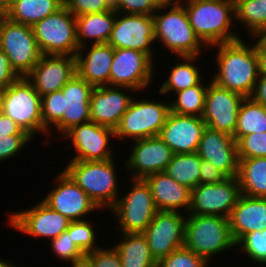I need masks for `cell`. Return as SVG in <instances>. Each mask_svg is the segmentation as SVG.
<instances>
[{"label": "cell", "instance_id": "ab89813d", "mask_svg": "<svg viewBox=\"0 0 266 267\" xmlns=\"http://www.w3.org/2000/svg\"><path fill=\"white\" fill-rule=\"evenodd\" d=\"M239 159L266 157V132L242 136L237 141Z\"/></svg>", "mask_w": 266, "mask_h": 267}, {"label": "cell", "instance_id": "db71d44e", "mask_svg": "<svg viewBox=\"0 0 266 267\" xmlns=\"http://www.w3.org/2000/svg\"><path fill=\"white\" fill-rule=\"evenodd\" d=\"M158 6L161 5H171L178 2H181V0H154Z\"/></svg>", "mask_w": 266, "mask_h": 267}, {"label": "cell", "instance_id": "4dcf8cb0", "mask_svg": "<svg viewBox=\"0 0 266 267\" xmlns=\"http://www.w3.org/2000/svg\"><path fill=\"white\" fill-rule=\"evenodd\" d=\"M181 63L176 62L170 70L168 79L160 86L158 90L163 96L171 92H180L189 87L197 85L203 78L200 68L195 64V60H199V56H179ZM198 58V59H197ZM199 68V69H198Z\"/></svg>", "mask_w": 266, "mask_h": 267}, {"label": "cell", "instance_id": "ffe728a7", "mask_svg": "<svg viewBox=\"0 0 266 267\" xmlns=\"http://www.w3.org/2000/svg\"><path fill=\"white\" fill-rule=\"evenodd\" d=\"M130 156L124 159L126 170L131 171V179H144L148 175L164 172L174 155L170 147L159 137L134 140ZM132 149V150H131Z\"/></svg>", "mask_w": 266, "mask_h": 267}, {"label": "cell", "instance_id": "836d02e7", "mask_svg": "<svg viewBox=\"0 0 266 267\" xmlns=\"http://www.w3.org/2000/svg\"><path fill=\"white\" fill-rule=\"evenodd\" d=\"M235 20L245 26L251 38L266 34V0H234Z\"/></svg>", "mask_w": 266, "mask_h": 267}, {"label": "cell", "instance_id": "f907efd6", "mask_svg": "<svg viewBox=\"0 0 266 267\" xmlns=\"http://www.w3.org/2000/svg\"><path fill=\"white\" fill-rule=\"evenodd\" d=\"M251 98L266 107V75H259Z\"/></svg>", "mask_w": 266, "mask_h": 267}, {"label": "cell", "instance_id": "b9f144b4", "mask_svg": "<svg viewBox=\"0 0 266 267\" xmlns=\"http://www.w3.org/2000/svg\"><path fill=\"white\" fill-rule=\"evenodd\" d=\"M32 138L34 139L30 135H9L0 138V162L20 154Z\"/></svg>", "mask_w": 266, "mask_h": 267}, {"label": "cell", "instance_id": "8992f818", "mask_svg": "<svg viewBox=\"0 0 266 267\" xmlns=\"http://www.w3.org/2000/svg\"><path fill=\"white\" fill-rule=\"evenodd\" d=\"M184 246L211 265L210 260L213 256L236 247L229 219L221 216L187 214Z\"/></svg>", "mask_w": 266, "mask_h": 267}, {"label": "cell", "instance_id": "d590c367", "mask_svg": "<svg viewBox=\"0 0 266 267\" xmlns=\"http://www.w3.org/2000/svg\"><path fill=\"white\" fill-rule=\"evenodd\" d=\"M202 79L197 85L189 87L175 94L176 99L170 101V111L179 115L201 117L208 84H205Z\"/></svg>", "mask_w": 266, "mask_h": 267}, {"label": "cell", "instance_id": "cb8c5ba5", "mask_svg": "<svg viewBox=\"0 0 266 267\" xmlns=\"http://www.w3.org/2000/svg\"><path fill=\"white\" fill-rule=\"evenodd\" d=\"M197 154L202 160L211 162L227 177L238 175L237 142L232 135L206 127Z\"/></svg>", "mask_w": 266, "mask_h": 267}, {"label": "cell", "instance_id": "f5cc1de1", "mask_svg": "<svg viewBox=\"0 0 266 267\" xmlns=\"http://www.w3.org/2000/svg\"><path fill=\"white\" fill-rule=\"evenodd\" d=\"M17 1L18 0H0V9L7 12Z\"/></svg>", "mask_w": 266, "mask_h": 267}, {"label": "cell", "instance_id": "277c9868", "mask_svg": "<svg viewBox=\"0 0 266 267\" xmlns=\"http://www.w3.org/2000/svg\"><path fill=\"white\" fill-rule=\"evenodd\" d=\"M153 19L155 41L177 57L200 56L203 48L209 49L193 30L181 2L158 6Z\"/></svg>", "mask_w": 266, "mask_h": 267}, {"label": "cell", "instance_id": "8d00e7d4", "mask_svg": "<svg viewBox=\"0 0 266 267\" xmlns=\"http://www.w3.org/2000/svg\"><path fill=\"white\" fill-rule=\"evenodd\" d=\"M236 248L249 257L252 263L266 265V229L245 234L236 243Z\"/></svg>", "mask_w": 266, "mask_h": 267}, {"label": "cell", "instance_id": "d6986e66", "mask_svg": "<svg viewBox=\"0 0 266 267\" xmlns=\"http://www.w3.org/2000/svg\"><path fill=\"white\" fill-rule=\"evenodd\" d=\"M244 96L219 87L210 81L206 92L202 119L212 130L234 136L237 127L238 111Z\"/></svg>", "mask_w": 266, "mask_h": 267}, {"label": "cell", "instance_id": "ee69618b", "mask_svg": "<svg viewBox=\"0 0 266 267\" xmlns=\"http://www.w3.org/2000/svg\"><path fill=\"white\" fill-rule=\"evenodd\" d=\"M158 5L154 0H119L117 11L124 14L153 15Z\"/></svg>", "mask_w": 266, "mask_h": 267}, {"label": "cell", "instance_id": "60d3db41", "mask_svg": "<svg viewBox=\"0 0 266 267\" xmlns=\"http://www.w3.org/2000/svg\"><path fill=\"white\" fill-rule=\"evenodd\" d=\"M67 231L62 232L58 237L52 239L51 244L52 252L56 254L60 260L73 263L78 258L82 257L84 253L78 248V246L71 240Z\"/></svg>", "mask_w": 266, "mask_h": 267}, {"label": "cell", "instance_id": "8fae6325", "mask_svg": "<svg viewBox=\"0 0 266 267\" xmlns=\"http://www.w3.org/2000/svg\"><path fill=\"white\" fill-rule=\"evenodd\" d=\"M0 49L20 77H25L42 55L32 27L9 18L5 19L0 30Z\"/></svg>", "mask_w": 266, "mask_h": 267}, {"label": "cell", "instance_id": "3957f363", "mask_svg": "<svg viewBox=\"0 0 266 267\" xmlns=\"http://www.w3.org/2000/svg\"><path fill=\"white\" fill-rule=\"evenodd\" d=\"M181 1L193 30L207 47L241 39L231 29L236 26L233 24L235 22L234 0Z\"/></svg>", "mask_w": 266, "mask_h": 267}, {"label": "cell", "instance_id": "9a60e30c", "mask_svg": "<svg viewBox=\"0 0 266 267\" xmlns=\"http://www.w3.org/2000/svg\"><path fill=\"white\" fill-rule=\"evenodd\" d=\"M186 217L185 213L158 211L144 230L143 235L156 261L184 246Z\"/></svg>", "mask_w": 266, "mask_h": 267}, {"label": "cell", "instance_id": "ba28073f", "mask_svg": "<svg viewBox=\"0 0 266 267\" xmlns=\"http://www.w3.org/2000/svg\"><path fill=\"white\" fill-rule=\"evenodd\" d=\"M38 48L42 55L76 56V16L64 5L55 13L32 26Z\"/></svg>", "mask_w": 266, "mask_h": 267}, {"label": "cell", "instance_id": "d6a6232c", "mask_svg": "<svg viewBox=\"0 0 266 267\" xmlns=\"http://www.w3.org/2000/svg\"><path fill=\"white\" fill-rule=\"evenodd\" d=\"M201 161L197 152L174 154L165 172L180 185L193 190L200 184Z\"/></svg>", "mask_w": 266, "mask_h": 267}, {"label": "cell", "instance_id": "f35d334b", "mask_svg": "<svg viewBox=\"0 0 266 267\" xmlns=\"http://www.w3.org/2000/svg\"><path fill=\"white\" fill-rule=\"evenodd\" d=\"M209 263L185 246L157 261L156 267H207Z\"/></svg>", "mask_w": 266, "mask_h": 267}, {"label": "cell", "instance_id": "e575fe53", "mask_svg": "<svg viewBox=\"0 0 266 267\" xmlns=\"http://www.w3.org/2000/svg\"><path fill=\"white\" fill-rule=\"evenodd\" d=\"M259 132H266V107L256 103L251 97H246L238 111L237 127L233 138L237 142L242 136Z\"/></svg>", "mask_w": 266, "mask_h": 267}, {"label": "cell", "instance_id": "816d5d0a", "mask_svg": "<svg viewBox=\"0 0 266 267\" xmlns=\"http://www.w3.org/2000/svg\"><path fill=\"white\" fill-rule=\"evenodd\" d=\"M70 265V267H95L92 259L87 254H84Z\"/></svg>", "mask_w": 266, "mask_h": 267}, {"label": "cell", "instance_id": "484cf974", "mask_svg": "<svg viewBox=\"0 0 266 267\" xmlns=\"http://www.w3.org/2000/svg\"><path fill=\"white\" fill-rule=\"evenodd\" d=\"M151 190L154 204L158 211L189 212L192 190L180 185L165 171L148 175L144 178Z\"/></svg>", "mask_w": 266, "mask_h": 267}, {"label": "cell", "instance_id": "7c38bea8", "mask_svg": "<svg viewBox=\"0 0 266 267\" xmlns=\"http://www.w3.org/2000/svg\"><path fill=\"white\" fill-rule=\"evenodd\" d=\"M155 62L147 54L125 48H114L110 86L145 90L152 83Z\"/></svg>", "mask_w": 266, "mask_h": 267}, {"label": "cell", "instance_id": "44dd1931", "mask_svg": "<svg viewBox=\"0 0 266 267\" xmlns=\"http://www.w3.org/2000/svg\"><path fill=\"white\" fill-rule=\"evenodd\" d=\"M77 74L76 57L69 55H41L37 64L25 76L42 97L61 90Z\"/></svg>", "mask_w": 266, "mask_h": 267}, {"label": "cell", "instance_id": "c3c4849f", "mask_svg": "<svg viewBox=\"0 0 266 267\" xmlns=\"http://www.w3.org/2000/svg\"><path fill=\"white\" fill-rule=\"evenodd\" d=\"M9 135H29L22 130L11 118L0 114V138H4Z\"/></svg>", "mask_w": 266, "mask_h": 267}, {"label": "cell", "instance_id": "7dc6e473", "mask_svg": "<svg viewBox=\"0 0 266 267\" xmlns=\"http://www.w3.org/2000/svg\"><path fill=\"white\" fill-rule=\"evenodd\" d=\"M200 184L220 183L227 176L216 168L211 162L202 160L200 166Z\"/></svg>", "mask_w": 266, "mask_h": 267}, {"label": "cell", "instance_id": "11a10c76", "mask_svg": "<svg viewBox=\"0 0 266 267\" xmlns=\"http://www.w3.org/2000/svg\"><path fill=\"white\" fill-rule=\"evenodd\" d=\"M105 3L107 4V6L111 9V10H115L117 11V7H118V1L119 0H104Z\"/></svg>", "mask_w": 266, "mask_h": 267}, {"label": "cell", "instance_id": "4316f807", "mask_svg": "<svg viewBox=\"0 0 266 267\" xmlns=\"http://www.w3.org/2000/svg\"><path fill=\"white\" fill-rule=\"evenodd\" d=\"M228 219L235 243L247 233L266 229V198L241 194Z\"/></svg>", "mask_w": 266, "mask_h": 267}, {"label": "cell", "instance_id": "5bb4252c", "mask_svg": "<svg viewBox=\"0 0 266 267\" xmlns=\"http://www.w3.org/2000/svg\"><path fill=\"white\" fill-rule=\"evenodd\" d=\"M153 15L124 14L116 12V19L108 40L113 48L134 49L151 59L155 44ZM153 43V44H152Z\"/></svg>", "mask_w": 266, "mask_h": 267}, {"label": "cell", "instance_id": "5b68a950", "mask_svg": "<svg viewBox=\"0 0 266 267\" xmlns=\"http://www.w3.org/2000/svg\"><path fill=\"white\" fill-rule=\"evenodd\" d=\"M115 158L105 161L71 160L63 170L99 209H111L119 198ZM118 184V185H117Z\"/></svg>", "mask_w": 266, "mask_h": 267}, {"label": "cell", "instance_id": "30bf717a", "mask_svg": "<svg viewBox=\"0 0 266 267\" xmlns=\"http://www.w3.org/2000/svg\"><path fill=\"white\" fill-rule=\"evenodd\" d=\"M133 186L110 209L121 233H143L158 212L144 179H130Z\"/></svg>", "mask_w": 266, "mask_h": 267}, {"label": "cell", "instance_id": "7402d4cb", "mask_svg": "<svg viewBox=\"0 0 266 267\" xmlns=\"http://www.w3.org/2000/svg\"><path fill=\"white\" fill-rule=\"evenodd\" d=\"M126 91L137 92L128 87H94L90 98L91 121L115 130L134 97Z\"/></svg>", "mask_w": 266, "mask_h": 267}, {"label": "cell", "instance_id": "f546056e", "mask_svg": "<svg viewBox=\"0 0 266 267\" xmlns=\"http://www.w3.org/2000/svg\"><path fill=\"white\" fill-rule=\"evenodd\" d=\"M237 178L241 194L266 198V157L239 159Z\"/></svg>", "mask_w": 266, "mask_h": 267}, {"label": "cell", "instance_id": "9c48e42d", "mask_svg": "<svg viewBox=\"0 0 266 267\" xmlns=\"http://www.w3.org/2000/svg\"><path fill=\"white\" fill-rule=\"evenodd\" d=\"M162 101L145 97L138 100L135 96L114 130L115 138L138 140L159 136L170 112V102Z\"/></svg>", "mask_w": 266, "mask_h": 267}, {"label": "cell", "instance_id": "2e32d148", "mask_svg": "<svg viewBox=\"0 0 266 267\" xmlns=\"http://www.w3.org/2000/svg\"><path fill=\"white\" fill-rule=\"evenodd\" d=\"M7 223L18 232L33 238L45 237L55 239L68 229L70 220L58 211L53 210L42 200L30 209L17 211L9 215Z\"/></svg>", "mask_w": 266, "mask_h": 267}, {"label": "cell", "instance_id": "6f0895ef", "mask_svg": "<svg viewBox=\"0 0 266 267\" xmlns=\"http://www.w3.org/2000/svg\"><path fill=\"white\" fill-rule=\"evenodd\" d=\"M6 18H7V12L3 9H0V30Z\"/></svg>", "mask_w": 266, "mask_h": 267}, {"label": "cell", "instance_id": "74e56055", "mask_svg": "<svg viewBox=\"0 0 266 267\" xmlns=\"http://www.w3.org/2000/svg\"><path fill=\"white\" fill-rule=\"evenodd\" d=\"M92 222L88 220L71 221L68 229L66 230L71 240L78 246V248L84 253H90L97 250L100 246L96 243L95 227L91 225Z\"/></svg>", "mask_w": 266, "mask_h": 267}, {"label": "cell", "instance_id": "83f0119b", "mask_svg": "<svg viewBox=\"0 0 266 267\" xmlns=\"http://www.w3.org/2000/svg\"><path fill=\"white\" fill-rule=\"evenodd\" d=\"M116 19V11L76 16L77 43L79 48L90 44L108 43Z\"/></svg>", "mask_w": 266, "mask_h": 267}, {"label": "cell", "instance_id": "f6af8a7d", "mask_svg": "<svg viewBox=\"0 0 266 267\" xmlns=\"http://www.w3.org/2000/svg\"><path fill=\"white\" fill-rule=\"evenodd\" d=\"M87 255L92 259L95 267H122L118 252L114 247H99Z\"/></svg>", "mask_w": 266, "mask_h": 267}, {"label": "cell", "instance_id": "ac0fdd59", "mask_svg": "<svg viewBox=\"0 0 266 267\" xmlns=\"http://www.w3.org/2000/svg\"><path fill=\"white\" fill-rule=\"evenodd\" d=\"M57 175L56 185L42 198L45 204L70 221L85 220L89 213L100 210L64 170Z\"/></svg>", "mask_w": 266, "mask_h": 267}, {"label": "cell", "instance_id": "d4e9b609", "mask_svg": "<svg viewBox=\"0 0 266 267\" xmlns=\"http://www.w3.org/2000/svg\"><path fill=\"white\" fill-rule=\"evenodd\" d=\"M87 47H90L89 50ZM87 47H80L76 53L77 74L94 87L110 86L114 48L108 43L91 44ZM85 48L87 52L84 51Z\"/></svg>", "mask_w": 266, "mask_h": 267}, {"label": "cell", "instance_id": "681fc988", "mask_svg": "<svg viewBox=\"0 0 266 267\" xmlns=\"http://www.w3.org/2000/svg\"><path fill=\"white\" fill-rule=\"evenodd\" d=\"M258 57L259 75H266V34L253 36Z\"/></svg>", "mask_w": 266, "mask_h": 267}, {"label": "cell", "instance_id": "9f6ffc18", "mask_svg": "<svg viewBox=\"0 0 266 267\" xmlns=\"http://www.w3.org/2000/svg\"><path fill=\"white\" fill-rule=\"evenodd\" d=\"M5 259H0V267H16L12 262L11 260H6L4 261Z\"/></svg>", "mask_w": 266, "mask_h": 267}, {"label": "cell", "instance_id": "603a6c76", "mask_svg": "<svg viewBox=\"0 0 266 267\" xmlns=\"http://www.w3.org/2000/svg\"><path fill=\"white\" fill-rule=\"evenodd\" d=\"M206 127L202 117L179 115L170 111L159 137L174 154L194 153L198 150Z\"/></svg>", "mask_w": 266, "mask_h": 267}, {"label": "cell", "instance_id": "1f68e13d", "mask_svg": "<svg viewBox=\"0 0 266 267\" xmlns=\"http://www.w3.org/2000/svg\"><path fill=\"white\" fill-rule=\"evenodd\" d=\"M62 6L63 0H18L7 11V18L32 27Z\"/></svg>", "mask_w": 266, "mask_h": 267}, {"label": "cell", "instance_id": "680465c9", "mask_svg": "<svg viewBox=\"0 0 266 267\" xmlns=\"http://www.w3.org/2000/svg\"><path fill=\"white\" fill-rule=\"evenodd\" d=\"M3 112V90H0V114Z\"/></svg>", "mask_w": 266, "mask_h": 267}, {"label": "cell", "instance_id": "7bdbcfd3", "mask_svg": "<svg viewBox=\"0 0 266 267\" xmlns=\"http://www.w3.org/2000/svg\"><path fill=\"white\" fill-rule=\"evenodd\" d=\"M63 5L75 16L111 10L104 0H63Z\"/></svg>", "mask_w": 266, "mask_h": 267}, {"label": "cell", "instance_id": "f1b7e54d", "mask_svg": "<svg viewBox=\"0 0 266 267\" xmlns=\"http://www.w3.org/2000/svg\"><path fill=\"white\" fill-rule=\"evenodd\" d=\"M122 236L123 239L113 246L122 267H156L157 261L151 255L143 233H122Z\"/></svg>", "mask_w": 266, "mask_h": 267}, {"label": "cell", "instance_id": "bcb514c9", "mask_svg": "<svg viewBox=\"0 0 266 267\" xmlns=\"http://www.w3.org/2000/svg\"><path fill=\"white\" fill-rule=\"evenodd\" d=\"M19 78L20 76L11 67L8 57L0 49V90L6 89Z\"/></svg>", "mask_w": 266, "mask_h": 267}, {"label": "cell", "instance_id": "6da1fadb", "mask_svg": "<svg viewBox=\"0 0 266 267\" xmlns=\"http://www.w3.org/2000/svg\"><path fill=\"white\" fill-rule=\"evenodd\" d=\"M94 86L78 74L74 75L61 90L45 94L42 100L43 126L51 133L52 127L58 138L72 127L91 120L90 98Z\"/></svg>", "mask_w": 266, "mask_h": 267}, {"label": "cell", "instance_id": "e0dca14e", "mask_svg": "<svg viewBox=\"0 0 266 267\" xmlns=\"http://www.w3.org/2000/svg\"><path fill=\"white\" fill-rule=\"evenodd\" d=\"M115 139L114 129L88 121L72 127L62 138H69L74 147L72 160L105 161L113 159L111 138Z\"/></svg>", "mask_w": 266, "mask_h": 267}, {"label": "cell", "instance_id": "4fadbf2b", "mask_svg": "<svg viewBox=\"0 0 266 267\" xmlns=\"http://www.w3.org/2000/svg\"><path fill=\"white\" fill-rule=\"evenodd\" d=\"M241 195L237 176L220 183L199 184L192 190L188 214L229 218Z\"/></svg>", "mask_w": 266, "mask_h": 267}, {"label": "cell", "instance_id": "52a82bcc", "mask_svg": "<svg viewBox=\"0 0 266 267\" xmlns=\"http://www.w3.org/2000/svg\"><path fill=\"white\" fill-rule=\"evenodd\" d=\"M31 137L42 133L49 137V131L43 126L42 100L33 85L20 77L3 90V112Z\"/></svg>", "mask_w": 266, "mask_h": 267}, {"label": "cell", "instance_id": "7a4b0ae2", "mask_svg": "<svg viewBox=\"0 0 266 267\" xmlns=\"http://www.w3.org/2000/svg\"><path fill=\"white\" fill-rule=\"evenodd\" d=\"M238 39L213 45L216 49L217 73L211 81L219 87L251 97L259 77L258 57L254 44Z\"/></svg>", "mask_w": 266, "mask_h": 267}]
</instances>
